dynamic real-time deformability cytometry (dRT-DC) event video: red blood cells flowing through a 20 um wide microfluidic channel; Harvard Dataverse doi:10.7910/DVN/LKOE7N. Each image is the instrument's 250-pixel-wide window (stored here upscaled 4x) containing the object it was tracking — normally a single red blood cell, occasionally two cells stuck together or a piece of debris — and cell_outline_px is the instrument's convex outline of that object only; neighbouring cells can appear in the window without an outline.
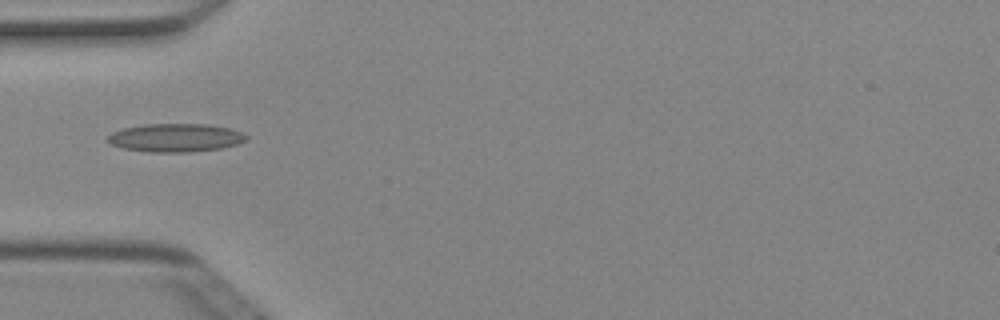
{"species": "Egyptian fruit bat (a non-hibernating species)", "species_latin": "Rousettus aegyptiacus", "temperature_condition": "cold", "stored_images_in_passage": 1, "camera_frame_rate_fps": 3000, "um_per_image_px": 0.085, "animal": {"sex": "female"}, "frame": {"image": 1, "passage_image": 1, "time_ms": 0.0, "image_size_px": [1000, 320], "cell_outline_px": [[248, 140], [236, 144], [220, 148], [188, 152], [148, 152], [124, 148], [112, 144], [108, 140], [108, 136], [112, 132], [124, 128], [144, 124], [208, 124], [228, 128], [240, 132], [248, 136]], "centroid_in_image_um": [14.93, 11.7], "position_along_channel_um": 70.1, "area_um2": 22.66}}